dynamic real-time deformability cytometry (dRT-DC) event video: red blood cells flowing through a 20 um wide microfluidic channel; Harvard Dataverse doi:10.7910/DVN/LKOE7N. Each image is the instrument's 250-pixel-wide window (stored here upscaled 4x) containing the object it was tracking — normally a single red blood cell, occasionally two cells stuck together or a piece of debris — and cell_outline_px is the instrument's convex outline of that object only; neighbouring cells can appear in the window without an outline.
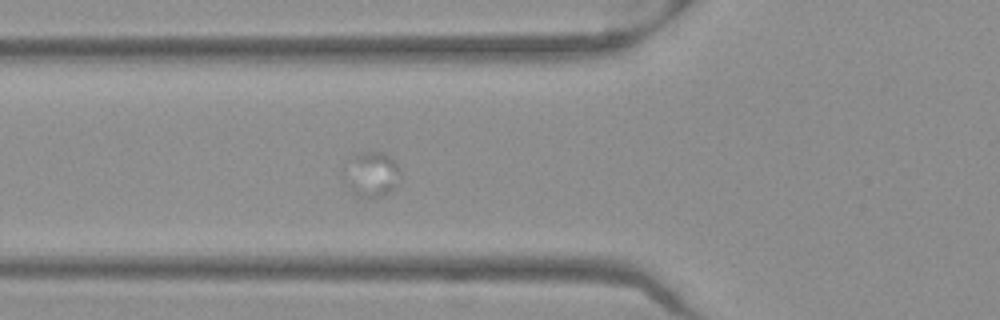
{"species": "Egyptian fruit bat (a non-hibernating species)", "species_latin": "Rousettus aegyptiacus", "temperature_condition": "warm", "stored_images_in_passage": 13, "camera_frame_rate_fps": 3000, "um_per_image_px": 0.085, "frame": {"image": 1, "passage_image": 3, "time_ms": 0.667, "image_size_px": [1000, 320], "cell_outline_px": [[400, 172], [392, 192], [380, 196], [356, 196], [348, 188], [348, 184], [356, 156], [360, 152], [380, 152], [388, 156], [396, 164]], "centroid_in_image_um": [31.71, 14.86], "position_along_channel_um": 94.1, "area_um2": 13.18}}
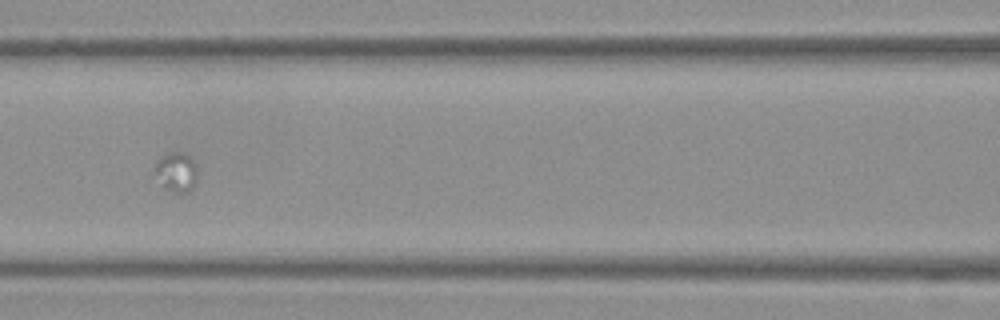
{"frame": {"image": 2, "passage_image": 8, "time_ms": 2.333, "image_size_px": [1000, 320], "cell_outline_px": [[196, 180], [192, 188], [184, 196], [180, 196], [164, 188], [152, 168], [156, 160], [160, 156], [168, 152], [184, 152], [192, 160], [196, 168]], "centroid_in_image_um": [14.95, 14.65], "position_along_channel_um": 151.7, "area_um2": 10.17}}
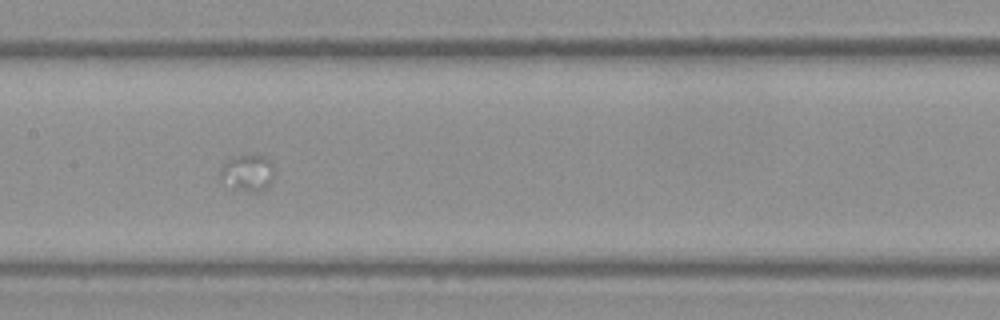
{"frame": {"image": 3, "passage_image": 11, "time_ms": 3.333, "image_size_px": [1000, 320], "cell_outline_px": [[272, 180], [268, 188], [260, 192], [252, 192], [232, 188], [220, 180], [220, 168], [228, 160], [236, 156], [256, 152], [264, 156], [272, 164]], "centroid_in_image_um": [21.04, 14.68], "position_along_channel_um": 186.4, "area_um2": 11.79}}